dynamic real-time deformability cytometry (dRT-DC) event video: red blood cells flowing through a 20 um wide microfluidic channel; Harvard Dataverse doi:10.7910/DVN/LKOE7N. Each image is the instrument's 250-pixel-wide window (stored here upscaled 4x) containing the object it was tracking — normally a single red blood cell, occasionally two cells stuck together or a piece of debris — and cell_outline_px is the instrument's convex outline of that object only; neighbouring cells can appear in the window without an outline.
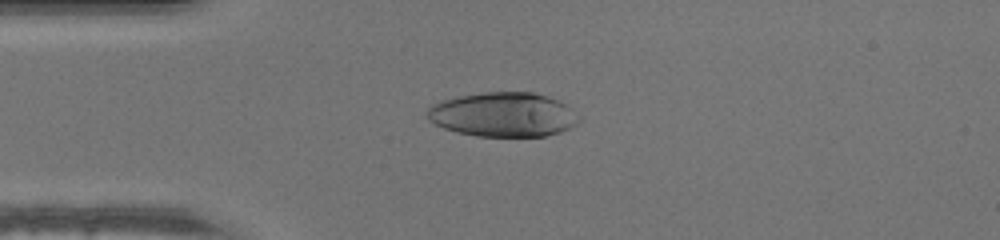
{"species": "human", "species_latin": "Homo sapiens", "temperature_condition": "warm", "stored_images_in_passage": 48, "camera_frame_rate_fps": 3000, "um_per_image_px": 0.085, "donor": {"sex": "male"}, "frame": {"image": 1, "passage_image": 12, "time_ms": 3.667, "image_size_px": [1000, 240], "cell_outline_px": [[580, 120], [576, 124], [560, 132], [544, 136], [476, 136], [456, 132], [444, 128], [428, 120], [428, 108], [432, 104], [440, 100], [456, 96], [484, 92], [532, 92], [548, 96], [560, 100], [568, 104], [572, 108]], "centroid_in_image_um": [42.77, 9.73], "position_along_channel_um": 42.2, "area_um2": 39.48}}
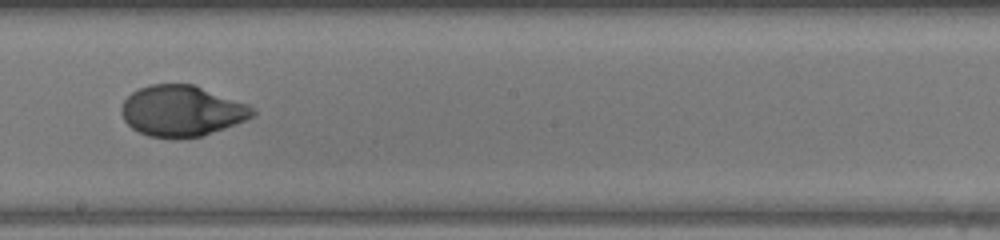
{"frame": {"image": 2, "passage_image": 27, "time_ms": 8.667, "image_size_px": [1000, 240], "cell_outline_px": [[256, 112], [252, 116], [244, 120], [224, 128], [200, 136], [176, 140], [148, 136], [132, 128], [124, 120], [120, 112], [120, 108], [124, 100], [132, 92], [148, 84], [192, 84], [248, 104]], "centroid_in_image_um": [15.4, 9.44], "position_along_channel_um": 232.8, "area_um2": 38.84}}
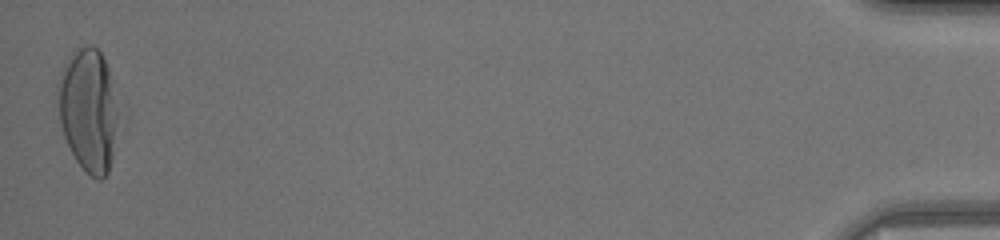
{"frame": {"image": 3, "passage_image": 48, "time_ms": 15.667, "image_size_px": [1000, 240], "cell_outline_px": [[116, 120], [112, 156], [108, 172], [100, 180], [96, 180], [76, 160], [64, 136], [60, 124], [56, 92], [56, 84], [60, 72], [68, 56], [76, 48], [88, 44], [92, 44], [100, 52], [104, 60], [108, 72], [116, 108]], "centroid_in_image_um": [7.44, 9.3], "position_along_channel_um": 427.8, "area_um2": 42.66}}